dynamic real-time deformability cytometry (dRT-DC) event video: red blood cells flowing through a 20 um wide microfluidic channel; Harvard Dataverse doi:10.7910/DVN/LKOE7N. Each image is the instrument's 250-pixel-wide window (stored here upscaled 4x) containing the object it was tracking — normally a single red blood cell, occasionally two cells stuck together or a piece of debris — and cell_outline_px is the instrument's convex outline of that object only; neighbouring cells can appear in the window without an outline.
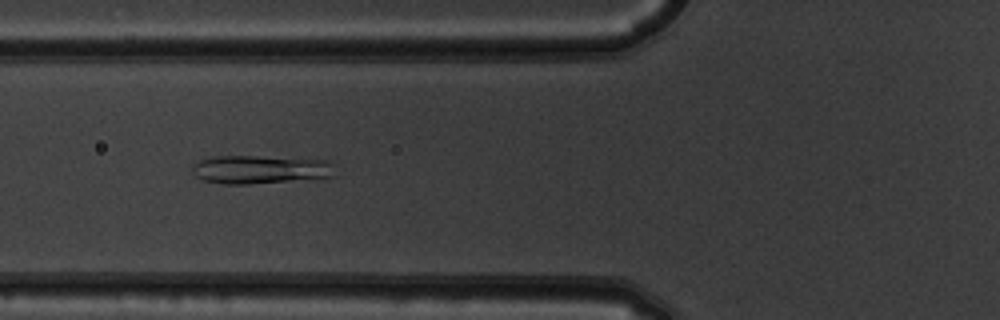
{"species": "common noctule bat (a hibernating species)", "species_latin": "Nyctalus noctula", "temperature_condition": "warm", "stored_images_in_passage": 42, "camera_frame_rate_fps": 3000, "um_per_image_px": 0.085, "animal": {"sex": "male", "body_mass_g": 19.5, "forearm_length_mm": 54.6}, "frame": {"image": 1, "passage_image": 10, "time_ms": 3.0, "image_size_px": [1000, 320], "cell_outline_px": [[336, 176], [248, 184], [224, 184], [204, 180], [196, 176], [192, 172], [192, 164], [200, 160], [212, 156], [256, 156], [328, 160], [332, 164]], "centroid_in_image_um": [22.09, 14.4], "position_along_channel_um": 103.7, "area_um2": 23.52}}
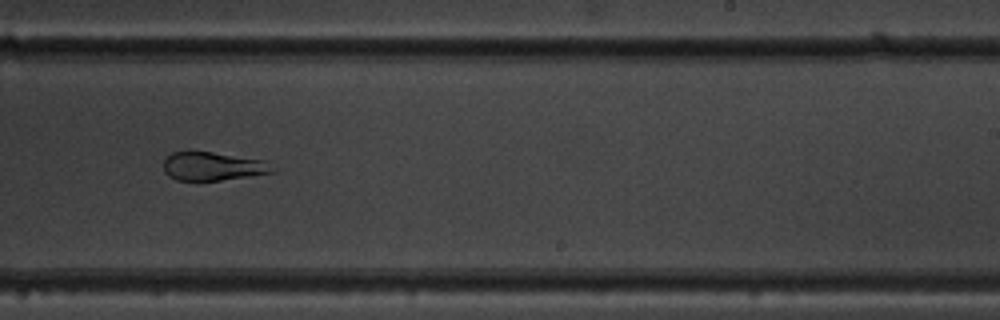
{"frame": {"image": 2, "passage_image": 23, "time_ms": 7.333, "image_size_px": [1000, 320], "cell_outline_px": [[276, 172], [252, 176], [220, 180], [176, 180], [168, 176], [164, 172], [164, 160], [172, 152], [212, 152], [268, 160]], "centroid_in_image_um": [18.14, 14.14], "position_along_channel_um": 270.9, "area_um2": 18.21}}
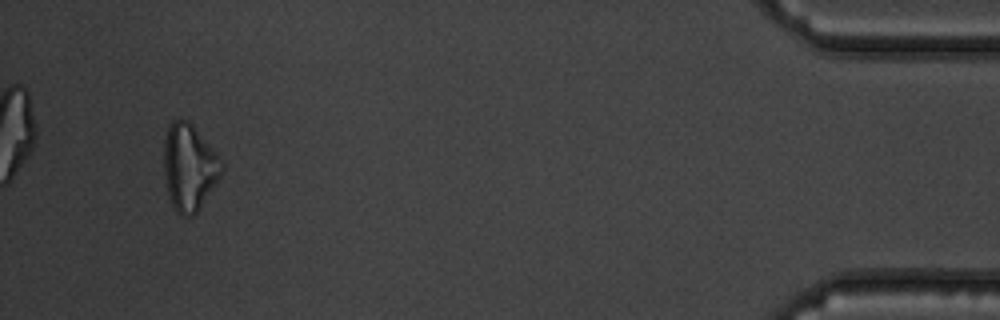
{"frame": {"image": 3, "passage_image": 40, "time_ms": 13.0, "image_size_px": [1000, 320], "cell_outline_px": [[224, 164], [220, 176], [196, 212], [192, 216], [180, 216], [176, 212], [168, 196], [164, 172], [164, 136], [168, 124], [172, 120], [188, 120], [192, 124], [224, 160]], "centroid_in_image_um": [16.07, 14.18], "position_along_channel_um": 419.1, "area_um2": 29.25}, "authors_computed_cell_mechanics": {"area_um2": 24.7095, "velocity_mm_per_s": 3.8562, "shape_relaxation_time_tau1_ms": 4.3781, "shape_relaxation_time_tau2_ms": 1.6875, "deformation_change_tau1": 0.1537, "deformation_change_tau2": 0.1065}}